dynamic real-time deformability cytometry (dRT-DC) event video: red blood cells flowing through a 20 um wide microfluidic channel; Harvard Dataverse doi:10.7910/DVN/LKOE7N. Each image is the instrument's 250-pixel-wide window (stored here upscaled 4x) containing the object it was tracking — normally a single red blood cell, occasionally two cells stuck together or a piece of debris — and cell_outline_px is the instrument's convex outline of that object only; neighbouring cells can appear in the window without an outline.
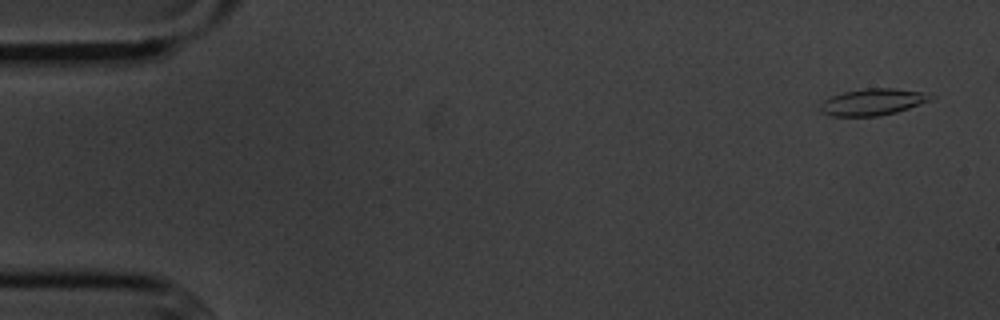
{"species": "common noctule bat (a hibernating species)", "species_latin": "Nyctalus noctula", "temperature_condition": "cold", "stored_images_in_passage": 6, "segment_of_instrument_passage": [2, 2], "camera_frame_rate_fps": 3000, "um_per_image_px": 0.085, "animal": {"sex": "male", "body_mass_g": 20.1, "forearm_length_mm": 53.5}, "frame": {"image": 1, "passage_image": 6, "time_ms": 6.0, "image_size_px": [1000, 320], "cell_outline_px": [[936, 96], [932, 100], [896, 112], [876, 116], [828, 116], [820, 112], [820, 104], [824, 100], [832, 96], [844, 92], [864, 88], [896, 88], [924, 92]], "centroid_in_image_um": [74.18, 8.66], "position_along_channel_um": 10.8, "area_um2": 17.22}}